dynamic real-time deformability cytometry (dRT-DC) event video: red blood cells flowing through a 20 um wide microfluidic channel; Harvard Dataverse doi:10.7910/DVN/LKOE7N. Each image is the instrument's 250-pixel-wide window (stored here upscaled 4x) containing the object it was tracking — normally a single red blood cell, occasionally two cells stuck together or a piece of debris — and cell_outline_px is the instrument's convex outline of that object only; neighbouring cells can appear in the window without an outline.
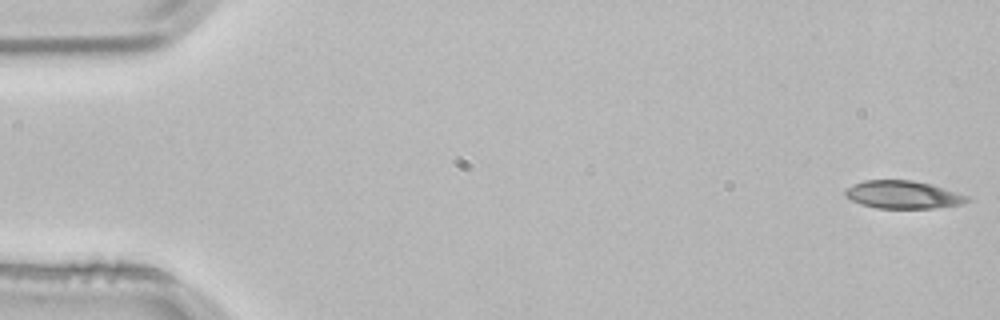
{"species": "common noctule bat (a hibernating species)", "species_latin": "Nyctalus noctula", "temperature_condition": "room temperature", "stored_images_in_passage": 53, "camera_frame_rate_fps": 3000, "um_per_image_px": 0.085, "animal": {"sex": "male", "body_mass_g": 21.5, "forearm_length_mm": 52.0}, "frame": {"image": 1, "passage_image": 1, "time_ms": 0.0, "image_size_px": [1000, 320], "cell_outline_px": [[972, 200], [964, 204], [936, 208], [876, 208], [860, 204], [844, 196], [844, 188], [852, 184], [864, 180], [912, 180], [932, 184], [968, 196]], "centroid_in_image_um": [76.74, 16.55], "position_along_channel_um": 8.3, "area_um2": 20.06}}
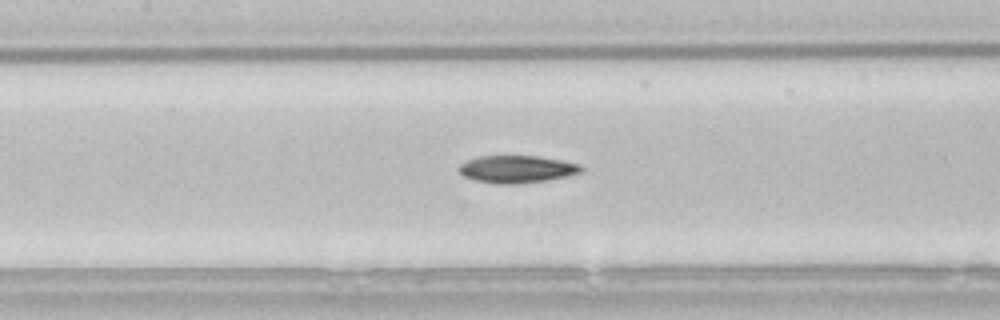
{"frame": {"image": 2, "passage_image": 24, "time_ms": 7.667, "image_size_px": [1000, 320], "cell_outline_px": [[584, 168], [580, 172], [548, 180], [516, 184], [496, 184], [476, 180], [464, 176], [456, 168], [460, 164], [468, 160], [480, 156], [536, 156], [560, 160], [580, 164]], "centroid_in_image_um": [43.9, 14.38], "position_along_channel_um": 163.5, "area_um2": 19.36}}
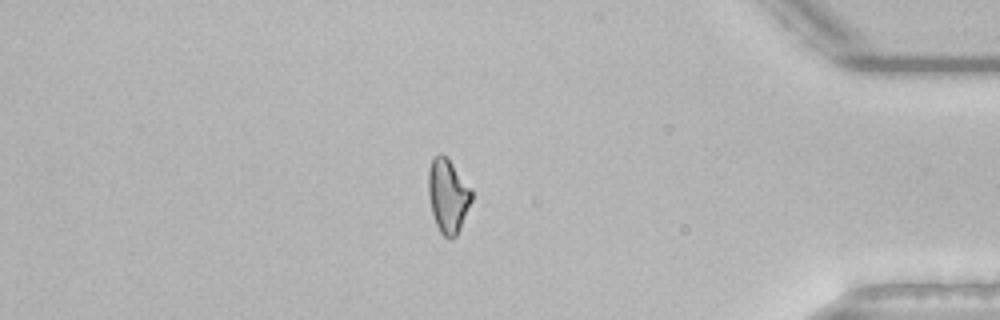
{"frame": {"image": 3, "passage_image": 45, "time_ms": 14.667, "image_size_px": [1000, 320], "cell_outline_px": [[472, 200], [460, 228], [456, 236], [452, 240], [448, 240], [440, 232], [436, 224], [432, 212], [428, 196], [428, 172], [432, 160], [440, 152], [452, 164], [472, 188]], "centroid_in_image_um": [38.08, 16.68], "position_along_channel_um": 397.1, "area_um2": 18.55}, "authors_computed_cell_mechanics": {"area_um2": 19.363, "velocity_mm_per_s": 3.8408, "shape_relaxation_time_tau1_ms": 6.2035, "shape_relaxation_time_tau2_ms": 11.0477, "deformation_change_tau1": 0.1736, "deformation_change_tau2": 0.2058}}